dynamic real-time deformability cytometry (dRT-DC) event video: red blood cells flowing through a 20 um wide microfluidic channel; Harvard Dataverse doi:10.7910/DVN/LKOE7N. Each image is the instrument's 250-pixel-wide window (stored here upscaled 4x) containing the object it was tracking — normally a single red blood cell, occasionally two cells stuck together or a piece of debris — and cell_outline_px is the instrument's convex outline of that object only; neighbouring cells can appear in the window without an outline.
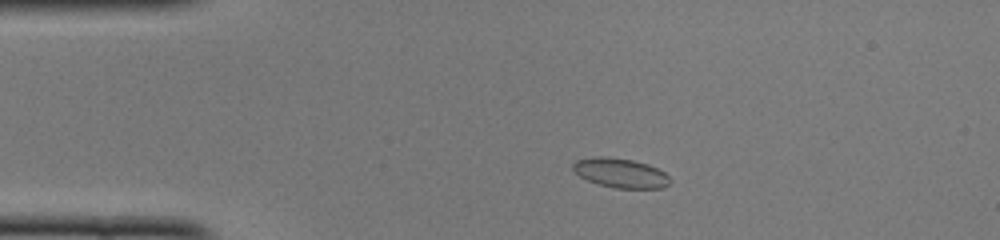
{"species": "common noctule bat (a hibernating species)", "species_latin": "Nyctalus noctula", "temperature_condition": "cold", "stored_images_in_passage": 45, "camera_frame_rate_fps": 3000, "um_per_image_px": 0.085, "animal": {"sex": "female", "body_mass_g": 22.0, "forearm_length_mm": 56.7}, "frame": {"image": 1, "passage_image": 5, "time_ms": 1.333, "image_size_px": [1000, 240], "cell_outline_px": [[672, 180], [664, 188], [616, 188], [600, 184], [588, 180], [580, 176], [572, 168], [572, 164], [576, 160], [596, 156], [604, 156], [632, 160], [648, 164], [664, 172]], "centroid_in_image_um": [52.75, 14.7], "position_along_channel_um": 32.2, "area_um2": 16.53}}
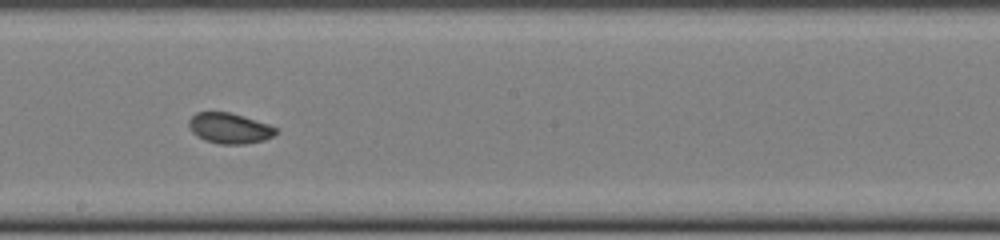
{"frame": {"image": 2, "passage_image": 23, "time_ms": 7.333, "image_size_px": [1000, 240], "cell_outline_px": [[280, 132], [264, 140], [244, 144], [220, 144], [204, 140], [196, 136], [192, 132], [188, 124], [188, 120], [196, 112], [232, 112], [268, 124], [276, 128]], "centroid_in_image_um": [19.5, 10.9], "position_along_channel_um": 228.7, "area_um2": 15.61}}
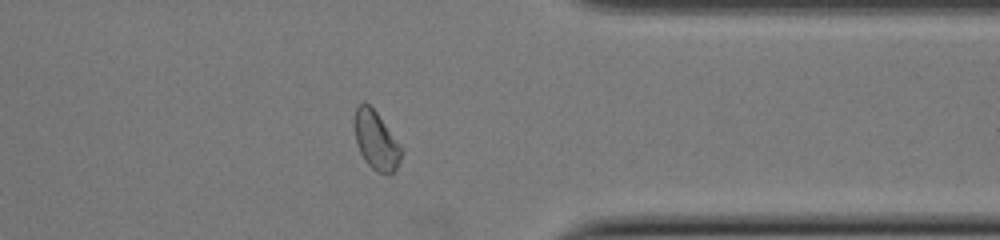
{"frame": {"image": 3, "passage_image": 35, "time_ms": 11.333, "image_size_px": [1000, 240], "cell_outline_px": [[404, 152], [396, 168], [392, 172], [376, 172], [364, 160], [356, 144], [352, 124], [356, 108], [360, 104], [368, 104], [376, 112], [404, 148]], "centroid_in_image_um": [31.96, 11.93], "position_along_channel_um": 379.4, "area_um2": 16.13}, "authors_computed_cell_mechanics": {"area_um2": 16.1262, "velocity_mm_per_s": 3.9757, "shape_relaxation_time_tau1_ms": 5.0077, "shape_relaxation_time_tau2_ms": 1.1753, "deformation_change_tau1": 0.1022, "deformation_change_tau2": 0.0507}}